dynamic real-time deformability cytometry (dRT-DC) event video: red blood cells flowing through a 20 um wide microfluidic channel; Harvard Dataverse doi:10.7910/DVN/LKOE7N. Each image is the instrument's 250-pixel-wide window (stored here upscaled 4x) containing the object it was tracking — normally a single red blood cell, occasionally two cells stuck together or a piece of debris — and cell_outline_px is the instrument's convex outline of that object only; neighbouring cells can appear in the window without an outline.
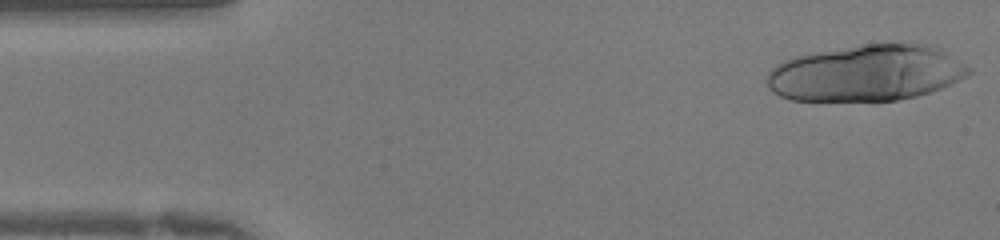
{"species": "human", "species_latin": "Homo sapiens", "temperature_condition": "warm", "stored_images_in_passage": 29, "camera_frame_rate_fps": 3000, "um_per_image_px": 0.085, "donor": {"sex": "female"}, "frame": {"image": 1, "passage_image": 1, "time_ms": 0.0, "image_size_px": [1000, 240], "cell_outline_px": [[972, 72], [940, 88], [916, 96], [896, 100], [788, 100], [772, 92], [768, 88], [764, 80], [768, 72], [776, 64], [784, 60], [796, 56], [864, 44], [928, 44], [944, 52], [972, 68]], "centroid_in_image_um": [73.56, 6.22], "position_along_channel_um": 11.4, "area_um2": 65.43}}
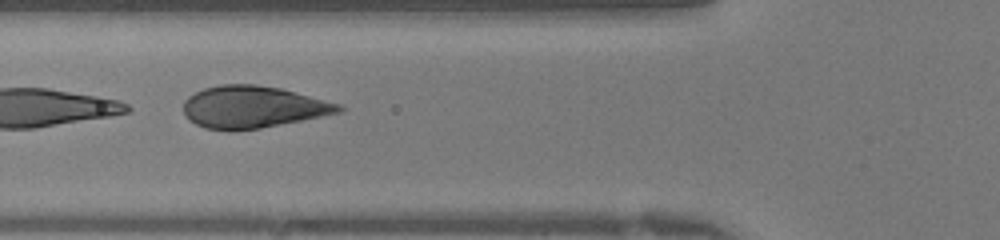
{"frame": {"image": 2, "passage_image": 14, "time_ms": 4.333, "image_size_px": [1000, 240], "cell_outline_px": [[344, 108], [340, 112], [260, 128], [232, 132], [228, 132], [204, 128], [188, 120], [184, 116], [184, 100], [188, 96], [204, 88], [220, 84], [256, 84], [280, 88], [340, 104]], "centroid_in_image_um": [21.41, 9.11], "position_along_channel_um": 104.4, "area_um2": 38.09}}